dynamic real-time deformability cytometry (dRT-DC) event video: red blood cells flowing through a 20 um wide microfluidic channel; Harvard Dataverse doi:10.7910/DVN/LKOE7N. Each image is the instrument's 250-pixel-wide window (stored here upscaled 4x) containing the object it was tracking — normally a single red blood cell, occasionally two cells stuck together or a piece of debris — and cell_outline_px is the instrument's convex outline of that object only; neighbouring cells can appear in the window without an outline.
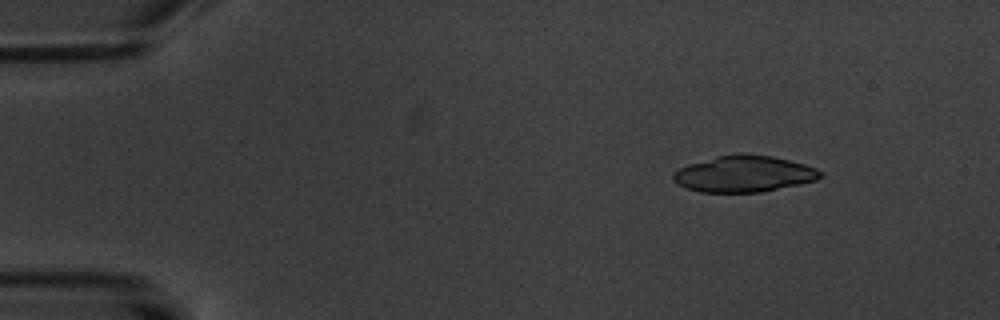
{"species": "common noctule bat (a hibernating species)", "species_latin": "Nyctalus noctula", "temperature_condition": "warm", "stored_images_in_passage": 7, "camera_frame_rate_fps": 3000, "um_per_image_px": 0.085, "animal": {"sex": "male", "body_mass_g": 20.1, "forearm_length_mm": 53.5}, "frame": {"image": 1, "passage_image": 3, "time_ms": 2.333, "image_size_px": [1000, 320], "cell_outline_px": [[824, 176], [816, 180], [760, 192], [700, 192], [676, 184], [672, 180], [672, 172], [688, 164], [716, 156], [736, 152], [744, 152], [772, 156], [804, 164], [816, 168], [824, 172]], "centroid_in_image_um": [63.21, 14.76], "position_along_channel_um": 21.8, "area_um2": 31.44}}